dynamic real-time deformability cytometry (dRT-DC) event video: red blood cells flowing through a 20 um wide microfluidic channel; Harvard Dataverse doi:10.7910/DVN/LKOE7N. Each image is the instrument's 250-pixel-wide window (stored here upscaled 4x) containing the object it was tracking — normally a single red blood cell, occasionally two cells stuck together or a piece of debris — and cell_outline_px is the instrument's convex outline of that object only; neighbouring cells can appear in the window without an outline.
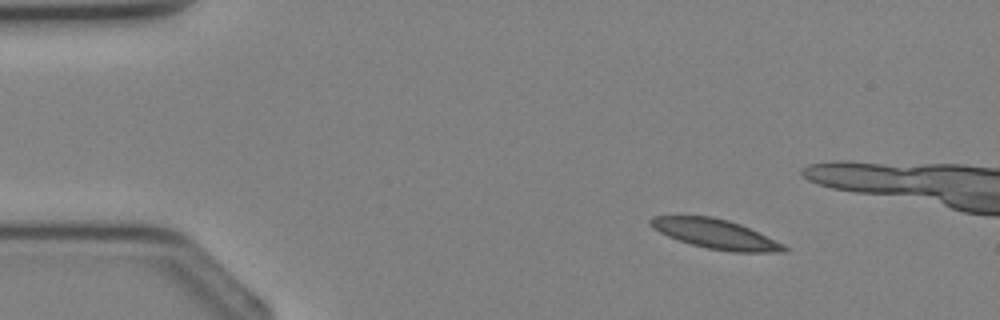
{"species": "Egyptian fruit bat (a non-hibernating species)", "species_latin": "Rousettus aegyptiacus", "temperature_condition": "cold", "stored_images_in_passage": 4, "camera_frame_rate_fps": 3000, "um_per_image_px": 0.085, "animal": {"sex": "female"}, "frame": {"image": 1, "passage_image": 2, "time_ms": 1.0, "image_size_px": [1000, 320], "cell_outline_px": [[788, 248], [784, 252], [732, 252], [708, 248], [692, 244], [668, 236], [652, 228], [648, 224], [648, 220], [652, 216], [712, 216], [728, 220], [740, 224], [784, 244]], "centroid_in_image_um": [60.8, 19.88], "position_along_channel_um": 24.2, "area_um2": 22.77}}